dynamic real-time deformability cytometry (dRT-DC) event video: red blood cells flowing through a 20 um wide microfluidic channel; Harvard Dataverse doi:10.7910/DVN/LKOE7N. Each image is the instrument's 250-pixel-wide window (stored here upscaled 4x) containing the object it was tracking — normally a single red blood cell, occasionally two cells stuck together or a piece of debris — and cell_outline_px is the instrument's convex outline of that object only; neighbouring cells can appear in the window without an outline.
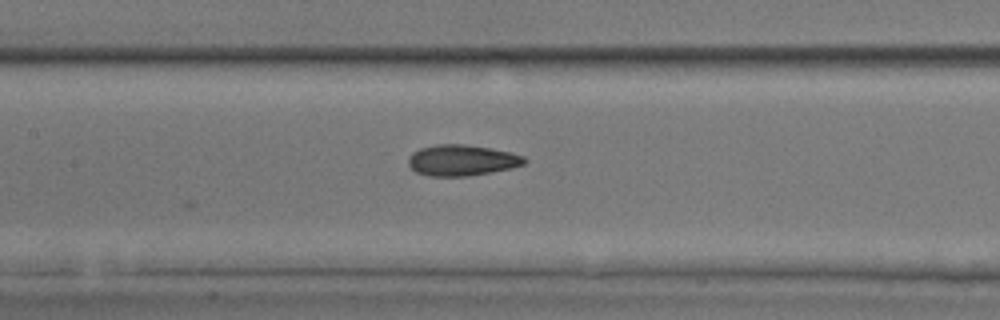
{"species": "common noctule bat (a hibernating species)", "species_latin": "Nyctalus noctula", "temperature_condition": "room temperature", "stored_images_in_passage": 7, "camera_frame_rate_fps": 3000, "um_per_image_px": 0.085, "animal": {"sex": "male", "body_mass_g": 17.9, "forearm_length_mm": 54.2}, "frame": {"image": 1, "passage_image": 7, "time_ms": 7.333, "image_size_px": [1000, 320], "cell_outline_px": [[528, 160], [524, 164], [512, 168], [468, 176], [428, 176], [416, 172], [408, 164], [408, 156], [412, 152], [420, 148], [436, 144], [464, 144], [488, 148], [508, 152], [524, 156]], "centroid_in_image_um": [39.23, 13.62], "position_along_channel_um": 168.2, "area_um2": 20.92}}